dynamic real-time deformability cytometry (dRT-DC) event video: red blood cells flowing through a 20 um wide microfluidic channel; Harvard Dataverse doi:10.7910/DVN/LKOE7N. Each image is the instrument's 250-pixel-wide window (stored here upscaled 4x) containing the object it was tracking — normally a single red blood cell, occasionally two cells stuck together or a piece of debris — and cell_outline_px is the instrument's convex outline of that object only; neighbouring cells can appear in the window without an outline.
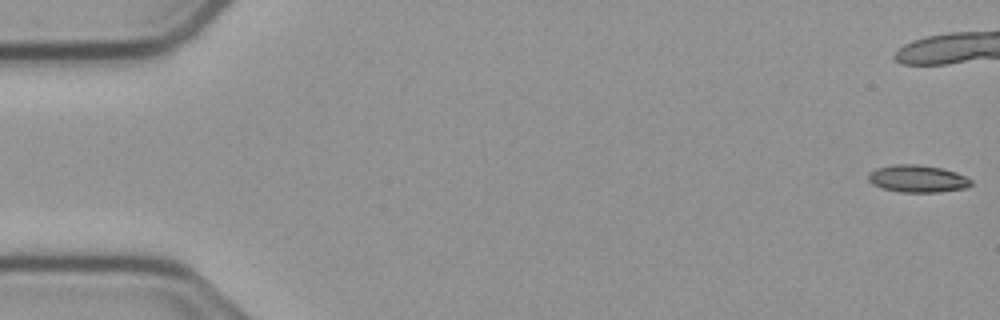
{"species": "common noctule bat (a hibernating species)", "species_latin": "Nyctalus noctula", "temperature_condition": "cold", "stored_images_in_passage": 14, "camera_frame_rate_fps": 3000, "um_per_image_px": 0.085, "animal": {"sex": "male", "body_mass_g": 23.1, "forearm_length_mm": 52.7}, "frame": {"image": 1, "passage_image": 1, "time_ms": 0.0, "image_size_px": [1000, 320], "cell_outline_px": [[972, 184], [968, 188], [940, 192], [900, 192], [880, 188], [872, 184], [868, 180], [868, 172], [876, 168], [892, 164], [920, 164], [940, 168], [956, 172], [972, 180]], "centroid_in_image_um": [77.97, 15.19], "position_along_channel_um": 7.0, "area_um2": 16.59}}